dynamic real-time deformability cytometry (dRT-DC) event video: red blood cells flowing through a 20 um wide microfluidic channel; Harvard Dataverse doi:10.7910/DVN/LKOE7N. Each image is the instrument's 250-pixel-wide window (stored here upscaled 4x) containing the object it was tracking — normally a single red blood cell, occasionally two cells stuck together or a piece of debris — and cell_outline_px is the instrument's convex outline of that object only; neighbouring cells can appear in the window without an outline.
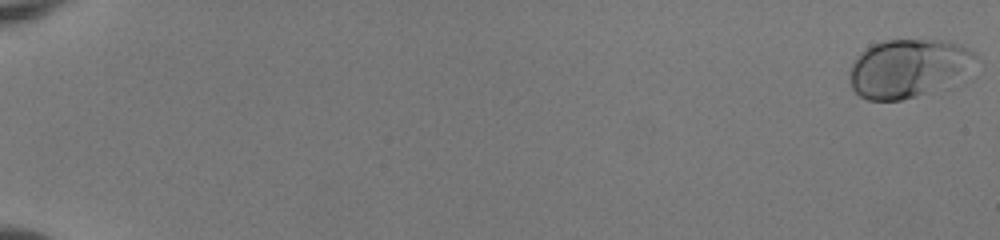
{"species": "human", "species_latin": "Homo sapiens", "temperature_condition": "room temperature", "stored_images_in_passage": 20, "camera_frame_rate_fps": 3000, "um_per_image_px": 0.085, "donor": {"sex": "female"}, "frame": {"image": 1, "passage_image": 1, "time_ms": 0.0, "image_size_px": [1000, 240], "cell_outline_px": [[980, 60], [948, 88], [900, 100], [868, 100], [860, 96], [852, 88], [848, 76], [848, 72], [856, 56], [860, 52], [872, 44], [884, 40], [948, 40], [960, 44], [976, 52]], "centroid_in_image_um": [77.25, 5.8], "position_along_channel_um": 7.8, "area_um2": 43.81}}
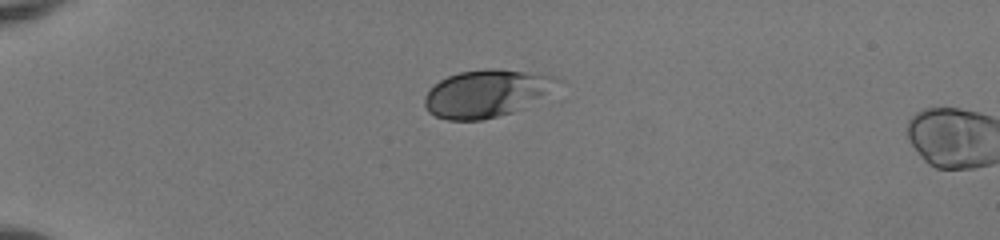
{"frame": {"image": 2, "passage_image": 16, "time_ms": 5.0, "image_size_px": [1000, 240], "cell_outline_px": [[564, 80], [512, 112], [480, 120], [448, 120], [436, 116], [428, 112], [424, 104], [424, 96], [440, 80], [448, 76], [460, 72], [484, 68], [496, 68], [552, 76]], "centroid_in_image_um": [41.24, 7.93], "position_along_channel_um": 43.8, "area_um2": 35.55}}